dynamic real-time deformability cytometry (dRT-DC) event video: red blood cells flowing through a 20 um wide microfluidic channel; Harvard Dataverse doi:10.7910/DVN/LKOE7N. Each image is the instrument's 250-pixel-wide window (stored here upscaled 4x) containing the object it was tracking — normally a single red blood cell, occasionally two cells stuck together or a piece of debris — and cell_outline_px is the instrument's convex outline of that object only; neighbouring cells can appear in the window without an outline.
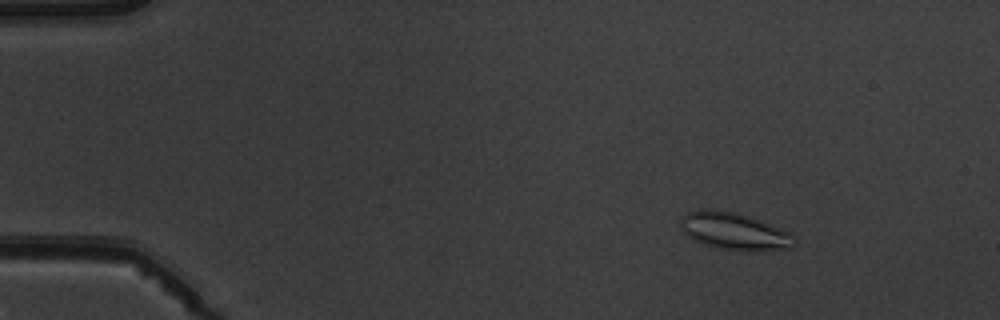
{"species": "common noctule bat (a hibernating species)", "species_latin": "Nyctalus noctula", "temperature_condition": "warm", "stored_images_in_passage": 5, "camera_frame_rate_fps": 3000, "um_per_image_px": 0.085, "animal": {"sex": "male", "body_mass_g": 19.5, "forearm_length_mm": 54.6}, "frame": {"image": 1, "passage_image": 1, "time_ms": 0.0, "image_size_px": [1000, 320], "cell_outline_px": [[796, 244], [792, 248], [756, 252], [720, 248], [704, 244], [688, 236], [684, 232], [680, 224], [680, 220], [688, 212], [700, 208], [736, 212], [748, 216], [788, 232], [796, 240]], "centroid_in_image_um": [62.42, 19.67], "position_along_channel_um": 22.6, "area_um2": 24.45}}
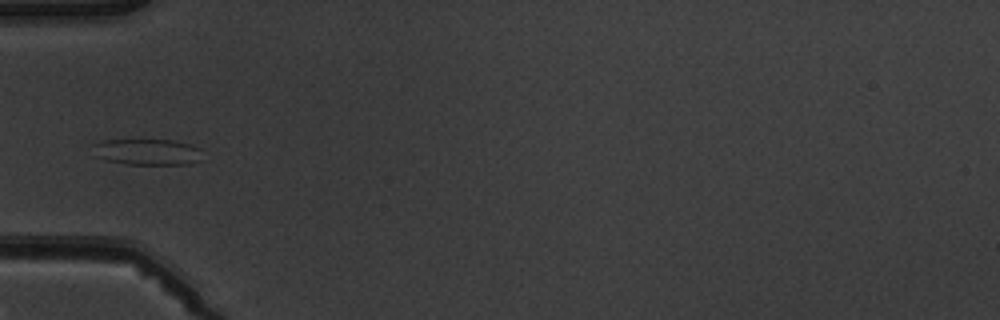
{"frame": {"image": 2, "passage_image": 4, "time_ms": 3.667, "image_size_px": [1000, 320], "cell_outline_px": [[200, 160], [192, 164], [124, 164], [104, 160], [92, 156], [92, 144], [104, 140], [172, 140], [192, 144], [200, 148]], "centroid_in_image_um": [12.46, 12.92], "position_along_channel_um": 72.5, "area_um2": 16.99}}
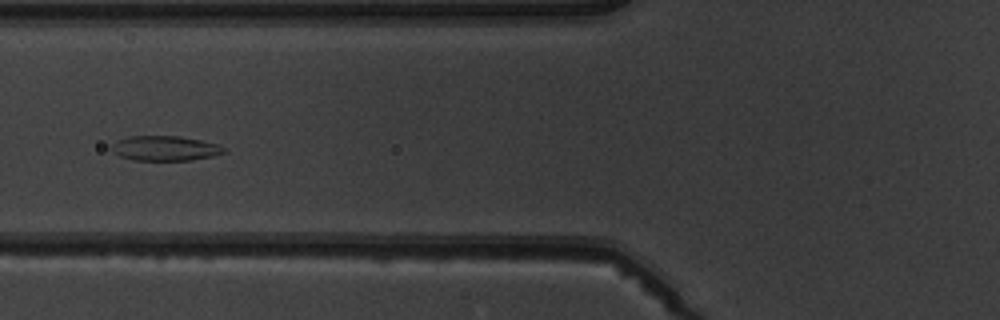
{"frame": {"image": 3, "passage_image": 5, "time_ms": 4.667, "image_size_px": [1000, 320], "cell_outline_px": [[224, 152], [212, 156], [192, 160], [132, 160], [120, 156], [108, 148], [112, 144], [128, 136], [176, 136], [200, 140], [220, 144], [224, 148]], "centroid_in_image_um": [14.0, 12.61], "position_along_channel_um": 111.8, "area_um2": 16.18}}